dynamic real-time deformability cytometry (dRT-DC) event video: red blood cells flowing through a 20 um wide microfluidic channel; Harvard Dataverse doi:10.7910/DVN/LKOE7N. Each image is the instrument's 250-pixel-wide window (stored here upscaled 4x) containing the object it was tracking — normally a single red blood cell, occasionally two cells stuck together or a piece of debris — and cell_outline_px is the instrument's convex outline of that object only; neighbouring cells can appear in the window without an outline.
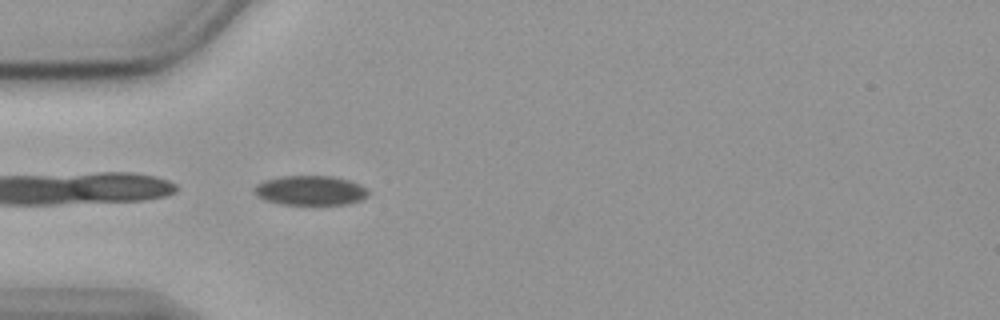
{"species": "common noctule bat (a hibernating species)", "species_latin": "Nyctalus noctula", "temperature_condition": "cold", "stored_images_in_passage": 25, "camera_frame_rate_fps": 3000, "um_per_image_px": 0.085, "animal": {"sex": "female", "body_mass_g": 19.9}, "frame": {"image": 1, "passage_image": 1, "time_ms": 0.0, "image_size_px": [1000, 320], "cell_outline_px": [[368, 196], [360, 200], [348, 204], [280, 204], [264, 200], [256, 196], [252, 192], [252, 188], [256, 184], [264, 180], [280, 176], [332, 176], [348, 180], [360, 184], [368, 192]], "centroid_in_image_um": [26.31, 16.18], "position_along_channel_um": 58.7, "area_um2": 19.77}}